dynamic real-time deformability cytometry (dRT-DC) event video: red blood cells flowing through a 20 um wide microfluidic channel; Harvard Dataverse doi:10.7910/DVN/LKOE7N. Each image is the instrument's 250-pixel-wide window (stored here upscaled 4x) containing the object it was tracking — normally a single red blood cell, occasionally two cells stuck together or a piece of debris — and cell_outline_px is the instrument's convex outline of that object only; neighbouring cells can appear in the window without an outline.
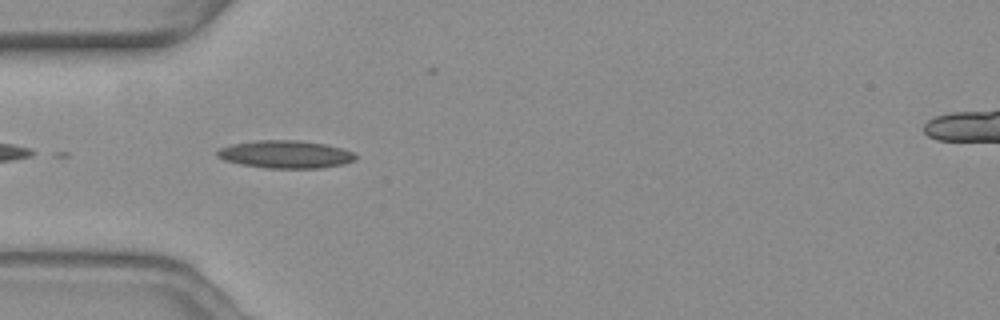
{"species": "common noctule bat (a hibernating species)", "species_latin": "Nyctalus noctula", "temperature_condition": "warm", "stored_images_in_passage": 6, "camera_frame_rate_fps": 3000, "um_per_image_px": 0.085, "animal": {"sex": "female", "body_mass_g": 19.3, "forearm_length_mm": 54.1}, "frame": {"image": 1, "passage_image": 3, "time_ms": 0.667, "image_size_px": [1000, 320], "cell_outline_px": [[356, 160], [344, 164], [320, 168], [268, 168], [240, 164], [224, 160], [216, 156], [216, 152], [220, 148], [232, 144], [256, 140], [300, 140], [324, 144], [340, 148], [352, 152], [356, 156]], "centroid_in_image_um": [24.25, 13.12], "position_along_channel_um": 60.7, "area_um2": 22.31}}